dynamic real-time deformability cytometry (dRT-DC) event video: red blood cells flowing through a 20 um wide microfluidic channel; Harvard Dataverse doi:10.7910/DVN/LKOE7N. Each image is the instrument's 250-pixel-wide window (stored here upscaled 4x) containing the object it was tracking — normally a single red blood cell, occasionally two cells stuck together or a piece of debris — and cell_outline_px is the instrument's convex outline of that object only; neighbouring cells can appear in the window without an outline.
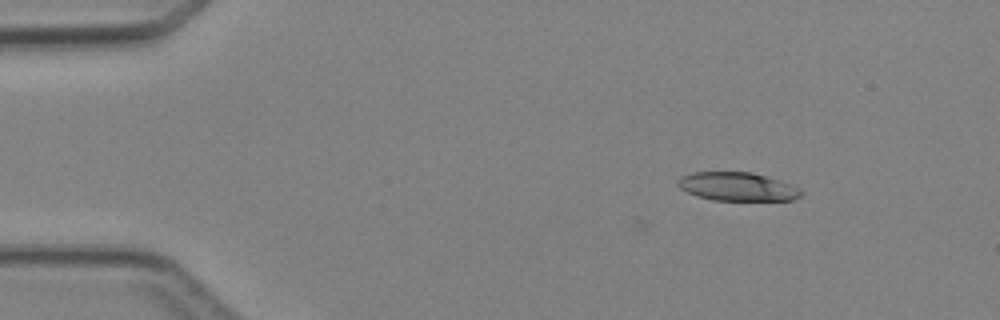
{"species": "Egyptian fruit bat (a non-hibernating species)", "species_latin": "Rousettus aegyptiacus", "temperature_condition": "cold", "stored_images_in_passage": 3, "camera_frame_rate_fps": 3000, "um_per_image_px": 0.085, "animal": {"sex": "female"}, "frame": {"image": 1, "passage_image": 3, "time_ms": 2.333, "image_size_px": [1000, 320], "cell_outline_px": [[804, 192], [800, 196], [792, 200], [712, 200], [696, 196], [680, 188], [676, 184], [676, 180], [680, 176], [692, 172], [752, 172], [800, 188]], "centroid_in_image_um": [62.62, 15.86], "position_along_channel_um": 22.4, "area_um2": 20.4}}